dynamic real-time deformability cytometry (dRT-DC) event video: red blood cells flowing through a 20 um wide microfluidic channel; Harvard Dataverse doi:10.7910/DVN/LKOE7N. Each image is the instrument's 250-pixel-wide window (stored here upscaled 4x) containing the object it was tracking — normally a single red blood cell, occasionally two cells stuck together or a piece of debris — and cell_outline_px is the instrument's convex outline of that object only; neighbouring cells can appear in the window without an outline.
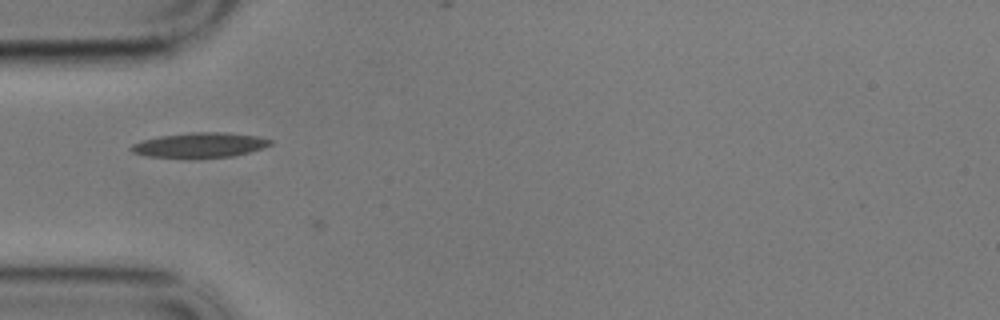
{"species": "common noctule bat (a hibernating species)", "species_latin": "Nyctalus noctula", "temperature_condition": "cold", "stored_images_in_passage": 2, "camera_frame_rate_fps": 3000, "um_per_image_px": 0.085, "animal": {"sex": "male", "body_mass_g": 17.9}, "frame": {"image": 1, "passage_image": 1, "time_ms": 0.0, "image_size_px": [1000, 320], "cell_outline_px": [[272, 144], [264, 148], [236, 156], [148, 156], [132, 152], [128, 148], [132, 144], [144, 140], [160, 136], [192, 132], [228, 132], [260, 136], [272, 140]], "centroid_in_image_um": [17.07, 12.3], "position_along_channel_um": 67.9, "area_um2": 19.77}}